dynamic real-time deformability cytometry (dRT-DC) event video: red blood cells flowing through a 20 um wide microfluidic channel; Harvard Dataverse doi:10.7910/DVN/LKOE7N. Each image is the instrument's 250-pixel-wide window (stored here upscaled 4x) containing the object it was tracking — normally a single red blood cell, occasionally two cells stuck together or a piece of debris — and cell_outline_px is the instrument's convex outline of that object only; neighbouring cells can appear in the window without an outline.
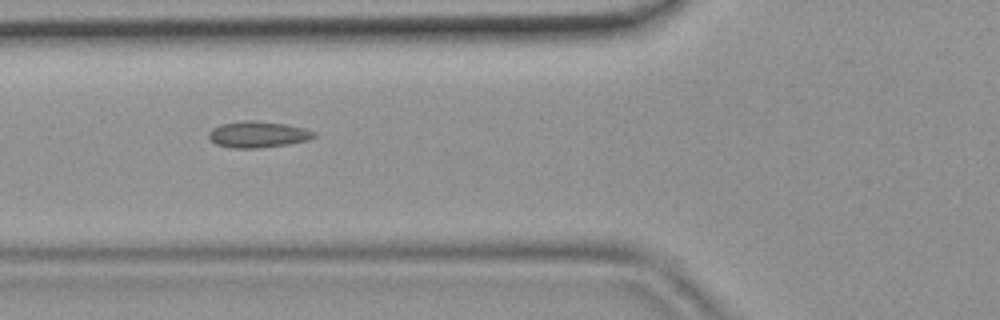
{"species": "common noctule bat (a hibernating species)", "species_latin": "Nyctalus noctula", "temperature_condition": "room temperature", "stored_images_in_passage": 33, "camera_frame_rate_fps": 3000, "um_per_image_px": 0.085, "animal": {"sex": "female", "body_mass_g": 19.9}, "frame": {"image": 1, "passage_image": 6, "time_ms": 1.667, "image_size_px": [1000, 320], "cell_outline_px": [[316, 136], [308, 140], [288, 144], [256, 148], [232, 148], [216, 144], [208, 136], [208, 132], [212, 128], [220, 124], [244, 120], [256, 120], [284, 124], [304, 128], [316, 132]], "centroid_in_image_um": [21.91, 11.42], "position_along_channel_um": 103.9, "area_um2": 16.13}}